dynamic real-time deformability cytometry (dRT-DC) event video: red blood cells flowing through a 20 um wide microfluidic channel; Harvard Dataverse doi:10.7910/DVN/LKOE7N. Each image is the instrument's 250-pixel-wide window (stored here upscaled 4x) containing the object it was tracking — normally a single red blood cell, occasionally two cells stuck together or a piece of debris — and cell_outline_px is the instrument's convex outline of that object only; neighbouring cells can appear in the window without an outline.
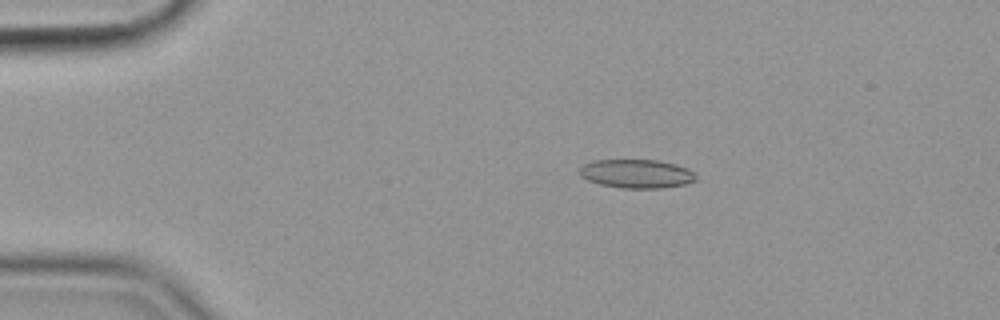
{"species": "common noctule bat (a hibernating species)", "species_latin": "Nyctalus noctula", "temperature_condition": "cold", "stored_images_in_passage": 52, "camera_frame_rate_fps": 3000, "um_per_image_px": 0.085, "animal": {"sex": "female", "body_mass_g": 19.9}, "frame": {"image": 1, "passage_image": 7, "time_ms": 2.0, "image_size_px": [1000, 320], "cell_outline_px": [[696, 180], [684, 184], [660, 188], [620, 188], [600, 184], [588, 180], [580, 176], [580, 168], [584, 164], [596, 160], [656, 160], [676, 164], [688, 168], [696, 176]], "centroid_in_image_um": [54.1, 14.76], "position_along_channel_um": 30.9, "area_um2": 19.36}}
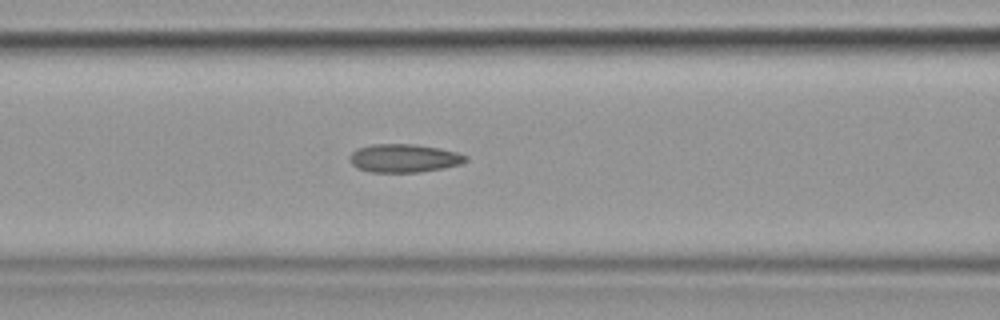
{"frame": {"image": 2, "passage_image": 20, "time_ms": 6.333, "image_size_px": [1000, 320], "cell_outline_px": [[468, 160], [460, 164], [444, 168], [420, 172], [372, 172], [356, 168], [348, 160], [348, 156], [356, 148], [372, 144], [416, 144], [440, 148], [456, 152], [468, 156]], "centroid_in_image_um": [34.31, 13.44], "position_along_channel_um": 132.3, "area_um2": 19.36}}
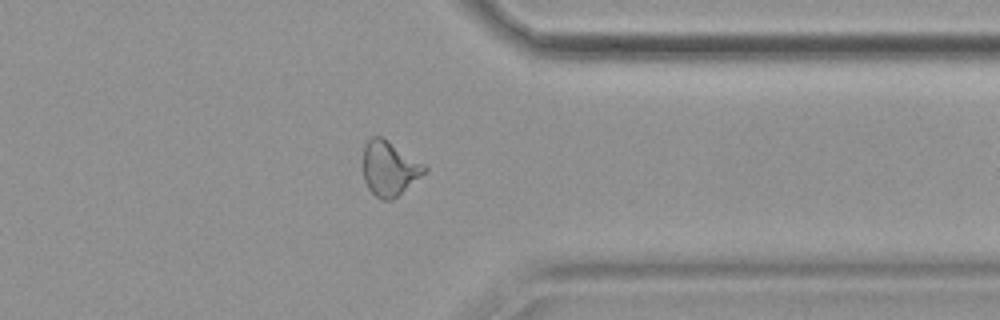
{"frame": {"image": 3, "passage_image": 41, "time_ms": 13.333, "image_size_px": [1000, 320], "cell_outline_px": [[428, 168], [420, 176], [392, 200], [380, 200], [368, 188], [364, 180], [364, 144], [372, 136], [380, 136], [424, 164]], "centroid_in_image_um": [33.06, 14.32], "position_along_channel_um": 378.3, "area_um2": 19.02}, "authors_computed_cell_mechanics": {"area_um2": 19.3341, "velocity_mm_per_s": 3.5766, "shape_relaxation_time_tau1_ms": null, "shape_relaxation_time_tau2_ms": 1.847, "deformation_change_tau1": null, "deformation_change_tau2": 0.0838}}